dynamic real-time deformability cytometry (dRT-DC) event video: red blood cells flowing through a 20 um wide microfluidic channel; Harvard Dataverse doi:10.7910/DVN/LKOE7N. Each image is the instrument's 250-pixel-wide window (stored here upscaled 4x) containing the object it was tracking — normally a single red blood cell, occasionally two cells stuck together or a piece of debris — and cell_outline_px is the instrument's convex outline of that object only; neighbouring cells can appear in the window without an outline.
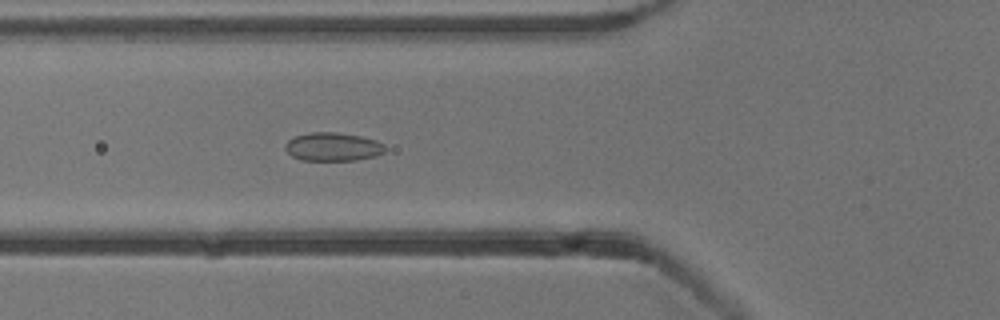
{"species": "common noctule bat (a hibernating species)", "species_latin": "Nyctalus noctula", "temperature_condition": "cold", "stored_images_in_passage": 38, "camera_frame_rate_fps": 3000, "um_per_image_px": 0.085, "animal": {"sex": "male", "body_mass_g": 13.3}, "frame": {"image": 1, "passage_image": 4, "time_ms": 1.0, "image_size_px": [1000, 320], "cell_outline_px": [[388, 148], [384, 152], [376, 156], [356, 160], [300, 160], [292, 156], [284, 148], [284, 144], [292, 136], [308, 132], [336, 132], [360, 136], [376, 140], [384, 144]], "centroid_in_image_um": [28.28, 12.47], "position_along_channel_um": 97.5, "area_um2": 16.82}}
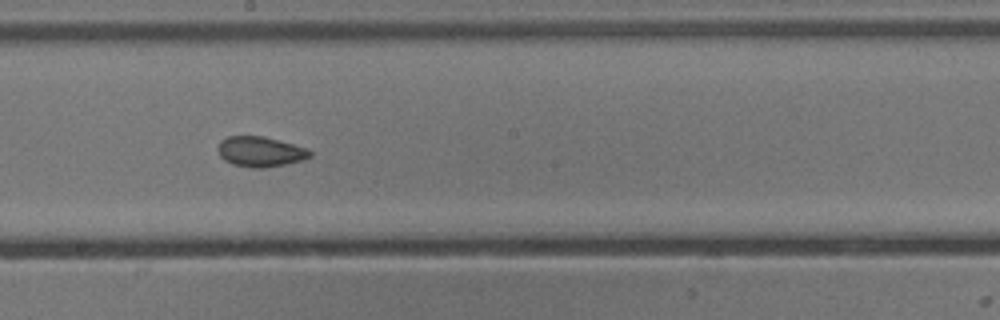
{"frame": {"image": 2, "passage_image": 14, "time_ms": 4.333, "image_size_px": [1000, 320], "cell_outline_px": [[312, 156], [300, 160], [284, 164], [264, 168], [252, 168], [232, 164], [224, 160], [220, 156], [216, 148], [220, 140], [228, 136], [260, 136], [308, 148], [312, 152]], "centroid_in_image_um": [22.08, 12.89], "position_along_channel_um": 226.1, "area_um2": 16.13}}
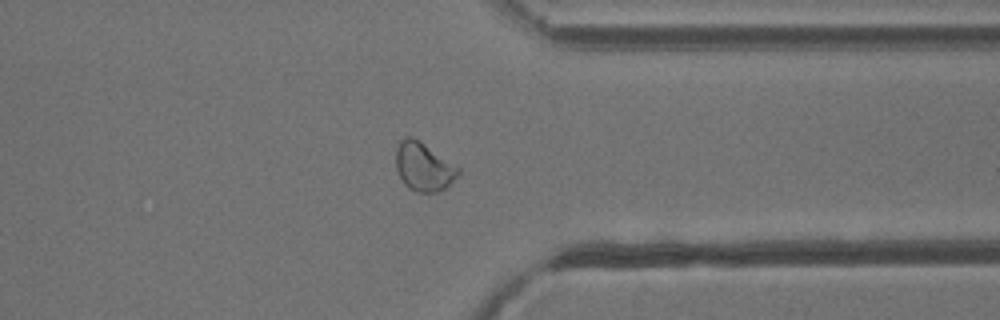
{"frame": {"image": 3, "passage_image": 26, "time_ms": 8.333, "image_size_px": [1000, 320], "cell_outline_px": [[460, 172], [444, 188], [436, 192], [416, 192], [408, 188], [404, 184], [396, 168], [396, 148], [400, 140], [404, 136], [412, 136], [460, 168]], "centroid_in_image_um": [35.96, 14.16], "position_along_channel_um": 375.4, "area_um2": 17.34}, "authors_computed_cell_mechanics": {"area_um2": 16.3285, "velocity_mm_per_s": 3.8353, "shape_relaxation_time_tau1_ms": null, "shape_relaxation_time_tau2_ms": 1.4825, "deformation_change_tau1": null, "deformation_change_tau2": 0.0448}}